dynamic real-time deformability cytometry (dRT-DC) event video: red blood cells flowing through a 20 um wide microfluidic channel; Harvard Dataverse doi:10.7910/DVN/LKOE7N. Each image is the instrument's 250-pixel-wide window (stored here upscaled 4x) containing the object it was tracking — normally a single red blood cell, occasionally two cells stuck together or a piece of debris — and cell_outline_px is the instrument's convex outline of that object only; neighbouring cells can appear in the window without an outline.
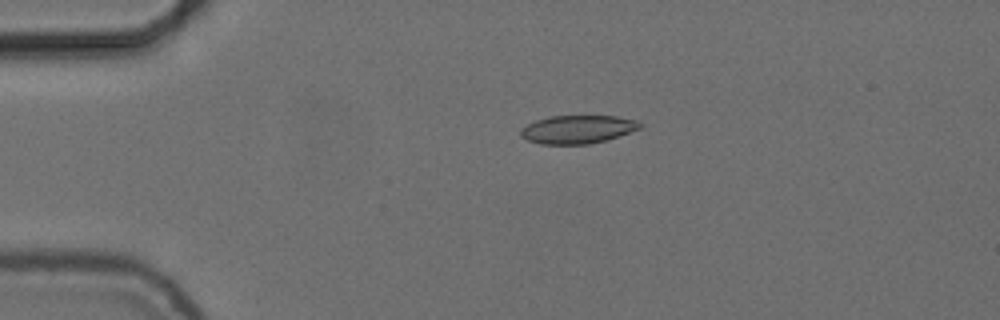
{"species": "common noctule bat (a hibernating species)", "species_latin": "Nyctalus noctula", "temperature_condition": "cold", "stored_images_in_passage": 44, "camera_frame_rate_fps": 3000, "um_per_image_px": 0.085, "animal": {"sex": "female", "body_mass_g": 24.6, "forearm_length_mm": 56.2}, "frame": {"image": 1, "passage_image": 1, "time_ms": 0.0, "image_size_px": [1000, 320], "cell_outline_px": [[644, 124], [640, 128], [604, 140], [588, 144], [540, 144], [528, 140], [520, 136], [520, 128], [536, 120], [548, 116], [616, 116], [636, 120]], "centroid_in_image_um": [49.06, 10.99], "position_along_channel_um": 35.9, "area_um2": 19.48}}
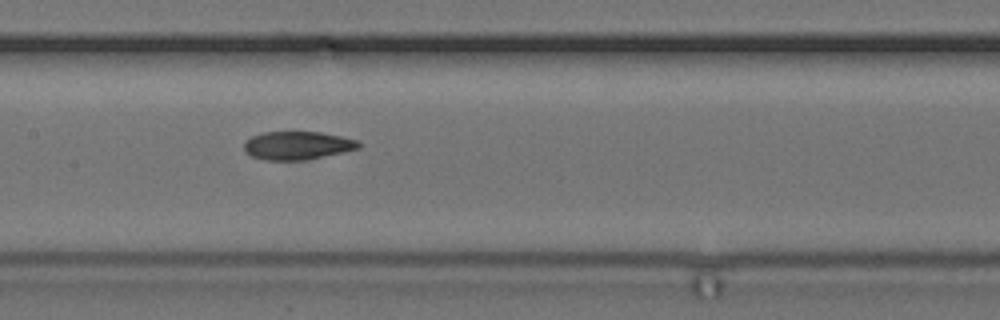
{"frame": {"image": 2, "passage_image": 16, "time_ms": 5.0, "image_size_px": [1000, 320], "cell_outline_px": [[360, 148], [344, 152], [304, 160], [264, 160], [252, 156], [244, 152], [244, 144], [252, 136], [264, 132], [320, 132], [340, 136], [356, 140], [360, 144]], "centroid_in_image_um": [25.26, 12.37], "position_along_channel_um": 182.1, "area_um2": 18.73}}
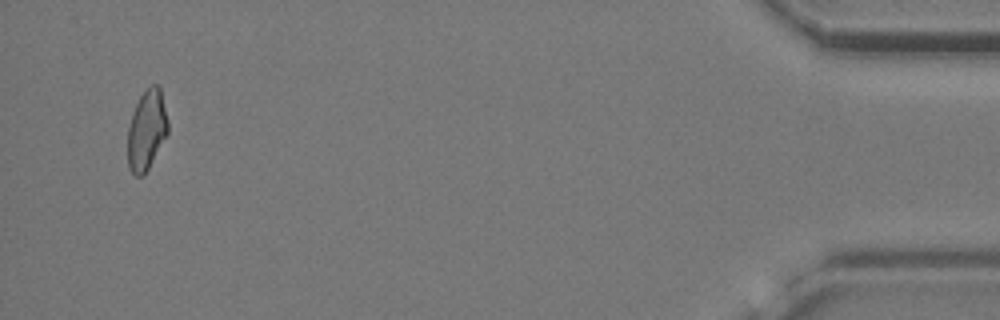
{"frame": {"image": 3, "passage_image": 42, "time_ms": 13.667, "image_size_px": [1000, 320], "cell_outline_px": [[168, 132], [144, 176], [136, 176], [128, 168], [128, 128], [132, 112], [140, 96], [152, 84], [160, 84], [168, 120]], "centroid_in_image_um": [12.47, 11.04], "position_along_channel_um": 422.7, "area_um2": 18.79}, "authors_computed_cell_mechanics": {"area_um2": 19.1029, "velocity_mm_per_s": 3.726, "shape_relaxation_time_tau1_ms": null, "shape_relaxation_time_tau2_ms": 5.2438, "deformation_change_tau1": null, "deformation_change_tau2": 0.1052}}